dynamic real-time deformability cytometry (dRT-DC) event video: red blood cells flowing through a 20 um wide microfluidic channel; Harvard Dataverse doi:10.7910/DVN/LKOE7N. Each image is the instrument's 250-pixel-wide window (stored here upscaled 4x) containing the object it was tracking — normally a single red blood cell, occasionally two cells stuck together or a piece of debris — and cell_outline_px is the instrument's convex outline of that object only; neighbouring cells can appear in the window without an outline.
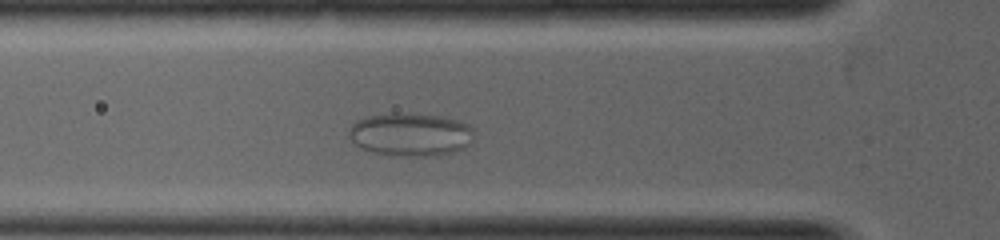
{"species": "common noctule bat (a hibernating species)", "species_latin": "Nyctalus noctula", "temperature_condition": "warm", "stored_images_in_passage": 7, "camera_frame_rate_fps": 5000, "um_per_image_px": 0.085, "animal": {"sex": "female", "body_mass_g": 19.0, "forearm_length_mm": 53.3}, "frame": {"image": 1, "passage_image": 5, "time_ms": 1.6, "image_size_px": [1000, 240], "cell_outline_px": [[476, 128], [472, 140], [464, 148], [452, 152], [436, 156], [388, 156], [360, 148], [348, 136], [348, 132], [352, 124], [356, 120], [368, 116], [392, 112], [408, 112], [444, 116], [468, 124]], "centroid_in_image_um": [34.91, 11.42], "position_along_channel_um": 90.9, "area_um2": 32.25}}